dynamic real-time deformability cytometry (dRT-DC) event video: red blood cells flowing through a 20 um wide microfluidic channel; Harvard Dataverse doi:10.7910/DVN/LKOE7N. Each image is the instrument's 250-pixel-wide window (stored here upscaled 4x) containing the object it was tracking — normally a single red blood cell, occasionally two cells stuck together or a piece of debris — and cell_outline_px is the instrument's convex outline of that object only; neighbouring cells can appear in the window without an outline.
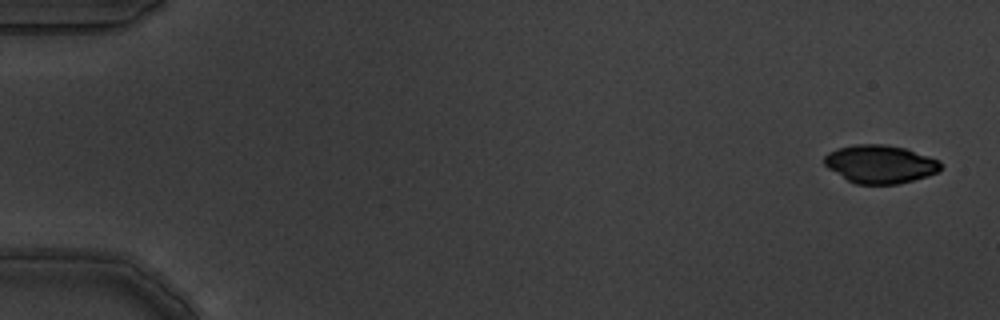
{"species": "common noctule bat (a hibernating species)", "species_latin": "Nyctalus noctula", "temperature_condition": "warm", "stored_images_in_passage": 4, "camera_frame_rate_fps": 3000, "um_per_image_px": 0.085, "animal": {"sex": "male", "body_mass_g": 19.5, "forearm_length_mm": 54.6}, "frame": {"image": 1, "passage_image": 1, "time_ms": 0.0, "image_size_px": [1000, 320], "cell_outline_px": [[940, 168], [936, 172], [928, 176], [896, 184], [856, 184], [848, 180], [828, 168], [824, 164], [824, 156], [828, 152], [836, 148], [856, 144], [884, 144], [904, 148], [940, 160]], "centroid_in_image_um": [74.78, 13.94], "position_along_channel_um": 10.2, "area_um2": 25.72}}